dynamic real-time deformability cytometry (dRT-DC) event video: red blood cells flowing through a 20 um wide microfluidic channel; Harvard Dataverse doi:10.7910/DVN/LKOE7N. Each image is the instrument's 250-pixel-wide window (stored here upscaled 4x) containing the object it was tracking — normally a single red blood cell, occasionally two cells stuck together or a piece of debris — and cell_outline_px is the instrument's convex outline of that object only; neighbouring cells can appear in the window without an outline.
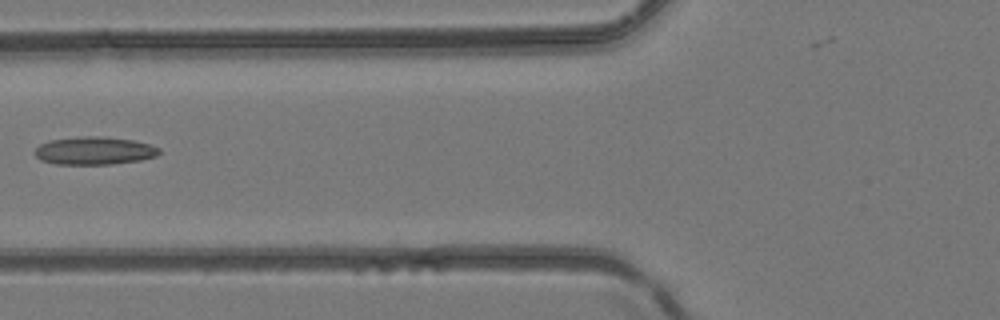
{"species": "common noctule bat (a hibernating species)", "species_latin": "Nyctalus noctula", "temperature_condition": "room temperature", "stored_images_in_passage": 5, "camera_frame_rate_fps": 3000, "um_per_image_px": 0.085, "animal": {"sex": "female", "body_mass_g": 24.6, "forearm_length_mm": 56.2}, "frame": {"image": 1, "passage_image": 5, "time_ms": 1.333, "image_size_px": [1000, 320], "cell_outline_px": [[160, 152], [156, 156], [140, 160], [112, 164], [56, 164], [40, 160], [32, 152], [40, 144], [48, 140], [84, 136], [100, 136], [132, 140], [148, 144], [160, 148]], "centroid_in_image_um": [7.98, 12.81], "position_along_channel_um": 117.8, "area_um2": 20.23}}